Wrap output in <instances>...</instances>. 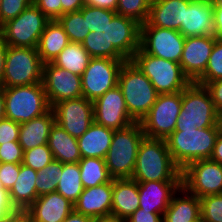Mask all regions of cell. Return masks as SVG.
<instances>
[{
  "instance_id": "obj_45",
  "label": "cell",
  "mask_w": 222,
  "mask_h": 222,
  "mask_svg": "<svg viewBox=\"0 0 222 222\" xmlns=\"http://www.w3.org/2000/svg\"><path fill=\"white\" fill-rule=\"evenodd\" d=\"M19 129V123L3 118L0 121V145L10 141H19Z\"/></svg>"
},
{
  "instance_id": "obj_56",
  "label": "cell",
  "mask_w": 222,
  "mask_h": 222,
  "mask_svg": "<svg viewBox=\"0 0 222 222\" xmlns=\"http://www.w3.org/2000/svg\"><path fill=\"white\" fill-rule=\"evenodd\" d=\"M93 220V218L82 215L81 213L73 210L62 222H93Z\"/></svg>"
},
{
  "instance_id": "obj_61",
  "label": "cell",
  "mask_w": 222,
  "mask_h": 222,
  "mask_svg": "<svg viewBox=\"0 0 222 222\" xmlns=\"http://www.w3.org/2000/svg\"><path fill=\"white\" fill-rule=\"evenodd\" d=\"M213 5H220V6H222V0H213Z\"/></svg>"
},
{
  "instance_id": "obj_9",
  "label": "cell",
  "mask_w": 222,
  "mask_h": 222,
  "mask_svg": "<svg viewBox=\"0 0 222 222\" xmlns=\"http://www.w3.org/2000/svg\"><path fill=\"white\" fill-rule=\"evenodd\" d=\"M50 20L32 3L15 19L0 27V35L7 46L37 48L40 36Z\"/></svg>"
},
{
  "instance_id": "obj_42",
  "label": "cell",
  "mask_w": 222,
  "mask_h": 222,
  "mask_svg": "<svg viewBox=\"0 0 222 222\" xmlns=\"http://www.w3.org/2000/svg\"><path fill=\"white\" fill-rule=\"evenodd\" d=\"M33 0H1L0 4V27L15 19L23 10L29 7Z\"/></svg>"
},
{
  "instance_id": "obj_4",
  "label": "cell",
  "mask_w": 222,
  "mask_h": 222,
  "mask_svg": "<svg viewBox=\"0 0 222 222\" xmlns=\"http://www.w3.org/2000/svg\"><path fill=\"white\" fill-rule=\"evenodd\" d=\"M145 137L140 122L114 130L105 164L113 179L131 178L138 154L139 145Z\"/></svg>"
},
{
  "instance_id": "obj_41",
  "label": "cell",
  "mask_w": 222,
  "mask_h": 222,
  "mask_svg": "<svg viewBox=\"0 0 222 222\" xmlns=\"http://www.w3.org/2000/svg\"><path fill=\"white\" fill-rule=\"evenodd\" d=\"M53 160V155L48 144L25 150L23 154V162L27 167L35 171H40Z\"/></svg>"
},
{
  "instance_id": "obj_46",
  "label": "cell",
  "mask_w": 222,
  "mask_h": 222,
  "mask_svg": "<svg viewBox=\"0 0 222 222\" xmlns=\"http://www.w3.org/2000/svg\"><path fill=\"white\" fill-rule=\"evenodd\" d=\"M33 3L49 20H58L62 16L61 0H33Z\"/></svg>"
},
{
  "instance_id": "obj_28",
  "label": "cell",
  "mask_w": 222,
  "mask_h": 222,
  "mask_svg": "<svg viewBox=\"0 0 222 222\" xmlns=\"http://www.w3.org/2000/svg\"><path fill=\"white\" fill-rule=\"evenodd\" d=\"M48 147L53 159L62 163H78L82 159L77 138L72 137L56 122L48 137Z\"/></svg>"
},
{
  "instance_id": "obj_12",
  "label": "cell",
  "mask_w": 222,
  "mask_h": 222,
  "mask_svg": "<svg viewBox=\"0 0 222 222\" xmlns=\"http://www.w3.org/2000/svg\"><path fill=\"white\" fill-rule=\"evenodd\" d=\"M125 61L127 60L91 58L81 75L82 96L94 101L118 85L119 73Z\"/></svg>"
},
{
  "instance_id": "obj_29",
  "label": "cell",
  "mask_w": 222,
  "mask_h": 222,
  "mask_svg": "<svg viewBox=\"0 0 222 222\" xmlns=\"http://www.w3.org/2000/svg\"><path fill=\"white\" fill-rule=\"evenodd\" d=\"M38 172L20 163V172L12 188L8 191L15 209H28L38 195L35 180Z\"/></svg>"
},
{
  "instance_id": "obj_49",
  "label": "cell",
  "mask_w": 222,
  "mask_h": 222,
  "mask_svg": "<svg viewBox=\"0 0 222 222\" xmlns=\"http://www.w3.org/2000/svg\"><path fill=\"white\" fill-rule=\"evenodd\" d=\"M6 222H33V219L27 209H15L6 217Z\"/></svg>"
},
{
  "instance_id": "obj_25",
  "label": "cell",
  "mask_w": 222,
  "mask_h": 222,
  "mask_svg": "<svg viewBox=\"0 0 222 222\" xmlns=\"http://www.w3.org/2000/svg\"><path fill=\"white\" fill-rule=\"evenodd\" d=\"M200 214V198L181 186L172 196L162 222H200Z\"/></svg>"
},
{
  "instance_id": "obj_32",
  "label": "cell",
  "mask_w": 222,
  "mask_h": 222,
  "mask_svg": "<svg viewBox=\"0 0 222 222\" xmlns=\"http://www.w3.org/2000/svg\"><path fill=\"white\" fill-rule=\"evenodd\" d=\"M78 164L83 188L96 187L113 179L109 174L105 159L94 157L82 158Z\"/></svg>"
},
{
  "instance_id": "obj_62",
  "label": "cell",
  "mask_w": 222,
  "mask_h": 222,
  "mask_svg": "<svg viewBox=\"0 0 222 222\" xmlns=\"http://www.w3.org/2000/svg\"><path fill=\"white\" fill-rule=\"evenodd\" d=\"M0 222H6V219H1Z\"/></svg>"
},
{
  "instance_id": "obj_3",
  "label": "cell",
  "mask_w": 222,
  "mask_h": 222,
  "mask_svg": "<svg viewBox=\"0 0 222 222\" xmlns=\"http://www.w3.org/2000/svg\"><path fill=\"white\" fill-rule=\"evenodd\" d=\"M118 86L122 91L130 117L135 122H141L158 96L151 81L132 60H127L120 70Z\"/></svg>"
},
{
  "instance_id": "obj_48",
  "label": "cell",
  "mask_w": 222,
  "mask_h": 222,
  "mask_svg": "<svg viewBox=\"0 0 222 222\" xmlns=\"http://www.w3.org/2000/svg\"><path fill=\"white\" fill-rule=\"evenodd\" d=\"M163 215L159 213H150L144 209L138 208L126 222H162Z\"/></svg>"
},
{
  "instance_id": "obj_18",
  "label": "cell",
  "mask_w": 222,
  "mask_h": 222,
  "mask_svg": "<svg viewBox=\"0 0 222 222\" xmlns=\"http://www.w3.org/2000/svg\"><path fill=\"white\" fill-rule=\"evenodd\" d=\"M140 26L135 20L116 14L104 30L109 46L131 60L140 48Z\"/></svg>"
},
{
  "instance_id": "obj_36",
  "label": "cell",
  "mask_w": 222,
  "mask_h": 222,
  "mask_svg": "<svg viewBox=\"0 0 222 222\" xmlns=\"http://www.w3.org/2000/svg\"><path fill=\"white\" fill-rule=\"evenodd\" d=\"M58 21L64 28L70 42L82 43L90 33L87 31L86 19H84L81 10L66 13Z\"/></svg>"
},
{
  "instance_id": "obj_43",
  "label": "cell",
  "mask_w": 222,
  "mask_h": 222,
  "mask_svg": "<svg viewBox=\"0 0 222 222\" xmlns=\"http://www.w3.org/2000/svg\"><path fill=\"white\" fill-rule=\"evenodd\" d=\"M24 151L19 141L0 145V163H22Z\"/></svg>"
},
{
  "instance_id": "obj_57",
  "label": "cell",
  "mask_w": 222,
  "mask_h": 222,
  "mask_svg": "<svg viewBox=\"0 0 222 222\" xmlns=\"http://www.w3.org/2000/svg\"><path fill=\"white\" fill-rule=\"evenodd\" d=\"M93 222H126L114 215L102 216L99 218H95Z\"/></svg>"
},
{
  "instance_id": "obj_26",
  "label": "cell",
  "mask_w": 222,
  "mask_h": 222,
  "mask_svg": "<svg viewBox=\"0 0 222 222\" xmlns=\"http://www.w3.org/2000/svg\"><path fill=\"white\" fill-rule=\"evenodd\" d=\"M55 123V115L50 109L42 116L20 124L19 144L23 151L48 144V137Z\"/></svg>"
},
{
  "instance_id": "obj_13",
  "label": "cell",
  "mask_w": 222,
  "mask_h": 222,
  "mask_svg": "<svg viewBox=\"0 0 222 222\" xmlns=\"http://www.w3.org/2000/svg\"><path fill=\"white\" fill-rule=\"evenodd\" d=\"M184 42L177 30L140 26V49L154 57L180 63Z\"/></svg>"
},
{
  "instance_id": "obj_34",
  "label": "cell",
  "mask_w": 222,
  "mask_h": 222,
  "mask_svg": "<svg viewBox=\"0 0 222 222\" xmlns=\"http://www.w3.org/2000/svg\"><path fill=\"white\" fill-rule=\"evenodd\" d=\"M81 44L92 58L127 60L114 46H109L108 38L102 32H90Z\"/></svg>"
},
{
  "instance_id": "obj_39",
  "label": "cell",
  "mask_w": 222,
  "mask_h": 222,
  "mask_svg": "<svg viewBox=\"0 0 222 222\" xmlns=\"http://www.w3.org/2000/svg\"><path fill=\"white\" fill-rule=\"evenodd\" d=\"M218 79H222V40L216 39L205 72L196 83L205 86Z\"/></svg>"
},
{
  "instance_id": "obj_15",
  "label": "cell",
  "mask_w": 222,
  "mask_h": 222,
  "mask_svg": "<svg viewBox=\"0 0 222 222\" xmlns=\"http://www.w3.org/2000/svg\"><path fill=\"white\" fill-rule=\"evenodd\" d=\"M42 84L51 107L63 100L82 97L81 76L52 62L43 65Z\"/></svg>"
},
{
  "instance_id": "obj_19",
  "label": "cell",
  "mask_w": 222,
  "mask_h": 222,
  "mask_svg": "<svg viewBox=\"0 0 222 222\" xmlns=\"http://www.w3.org/2000/svg\"><path fill=\"white\" fill-rule=\"evenodd\" d=\"M181 186L182 181L138 182L139 208L163 215Z\"/></svg>"
},
{
  "instance_id": "obj_2",
  "label": "cell",
  "mask_w": 222,
  "mask_h": 222,
  "mask_svg": "<svg viewBox=\"0 0 222 222\" xmlns=\"http://www.w3.org/2000/svg\"><path fill=\"white\" fill-rule=\"evenodd\" d=\"M217 137V127L175 129L166 143L174 163L183 170L193 161L210 159Z\"/></svg>"
},
{
  "instance_id": "obj_21",
  "label": "cell",
  "mask_w": 222,
  "mask_h": 222,
  "mask_svg": "<svg viewBox=\"0 0 222 222\" xmlns=\"http://www.w3.org/2000/svg\"><path fill=\"white\" fill-rule=\"evenodd\" d=\"M113 179L96 187L84 188L74 210L93 219L111 215Z\"/></svg>"
},
{
  "instance_id": "obj_27",
  "label": "cell",
  "mask_w": 222,
  "mask_h": 222,
  "mask_svg": "<svg viewBox=\"0 0 222 222\" xmlns=\"http://www.w3.org/2000/svg\"><path fill=\"white\" fill-rule=\"evenodd\" d=\"M113 133V129L93 122L88 130L77 139L81 157L105 159L112 142Z\"/></svg>"
},
{
  "instance_id": "obj_23",
  "label": "cell",
  "mask_w": 222,
  "mask_h": 222,
  "mask_svg": "<svg viewBox=\"0 0 222 222\" xmlns=\"http://www.w3.org/2000/svg\"><path fill=\"white\" fill-rule=\"evenodd\" d=\"M27 210L33 222H62L74 210V204L55 191L38 196Z\"/></svg>"
},
{
  "instance_id": "obj_6",
  "label": "cell",
  "mask_w": 222,
  "mask_h": 222,
  "mask_svg": "<svg viewBox=\"0 0 222 222\" xmlns=\"http://www.w3.org/2000/svg\"><path fill=\"white\" fill-rule=\"evenodd\" d=\"M131 60L151 81L158 94L180 92L191 83L179 63L154 57L140 48Z\"/></svg>"
},
{
  "instance_id": "obj_55",
  "label": "cell",
  "mask_w": 222,
  "mask_h": 222,
  "mask_svg": "<svg viewBox=\"0 0 222 222\" xmlns=\"http://www.w3.org/2000/svg\"><path fill=\"white\" fill-rule=\"evenodd\" d=\"M210 159L222 164V137L219 135L216 139L214 150Z\"/></svg>"
},
{
  "instance_id": "obj_20",
  "label": "cell",
  "mask_w": 222,
  "mask_h": 222,
  "mask_svg": "<svg viewBox=\"0 0 222 222\" xmlns=\"http://www.w3.org/2000/svg\"><path fill=\"white\" fill-rule=\"evenodd\" d=\"M213 0H191L185 9L184 25L179 33L184 37L214 36Z\"/></svg>"
},
{
  "instance_id": "obj_33",
  "label": "cell",
  "mask_w": 222,
  "mask_h": 222,
  "mask_svg": "<svg viewBox=\"0 0 222 222\" xmlns=\"http://www.w3.org/2000/svg\"><path fill=\"white\" fill-rule=\"evenodd\" d=\"M83 189L79 164L63 163L62 175L58 181L56 191L75 204Z\"/></svg>"
},
{
  "instance_id": "obj_47",
  "label": "cell",
  "mask_w": 222,
  "mask_h": 222,
  "mask_svg": "<svg viewBox=\"0 0 222 222\" xmlns=\"http://www.w3.org/2000/svg\"><path fill=\"white\" fill-rule=\"evenodd\" d=\"M205 87L208 89L211 99L218 113L222 112V79L208 82Z\"/></svg>"
},
{
  "instance_id": "obj_54",
  "label": "cell",
  "mask_w": 222,
  "mask_h": 222,
  "mask_svg": "<svg viewBox=\"0 0 222 222\" xmlns=\"http://www.w3.org/2000/svg\"><path fill=\"white\" fill-rule=\"evenodd\" d=\"M6 51H7V45L3 41L0 35V85H2V80L5 71Z\"/></svg>"
},
{
  "instance_id": "obj_52",
  "label": "cell",
  "mask_w": 222,
  "mask_h": 222,
  "mask_svg": "<svg viewBox=\"0 0 222 222\" xmlns=\"http://www.w3.org/2000/svg\"><path fill=\"white\" fill-rule=\"evenodd\" d=\"M14 210L15 208L11 204L9 195H0V220L6 219V217Z\"/></svg>"
},
{
  "instance_id": "obj_51",
  "label": "cell",
  "mask_w": 222,
  "mask_h": 222,
  "mask_svg": "<svg viewBox=\"0 0 222 222\" xmlns=\"http://www.w3.org/2000/svg\"><path fill=\"white\" fill-rule=\"evenodd\" d=\"M62 15L70 12L79 11L84 5L85 0H61Z\"/></svg>"
},
{
  "instance_id": "obj_31",
  "label": "cell",
  "mask_w": 222,
  "mask_h": 222,
  "mask_svg": "<svg viewBox=\"0 0 222 222\" xmlns=\"http://www.w3.org/2000/svg\"><path fill=\"white\" fill-rule=\"evenodd\" d=\"M91 58L81 43L70 42L52 63L59 68L81 76Z\"/></svg>"
},
{
  "instance_id": "obj_38",
  "label": "cell",
  "mask_w": 222,
  "mask_h": 222,
  "mask_svg": "<svg viewBox=\"0 0 222 222\" xmlns=\"http://www.w3.org/2000/svg\"><path fill=\"white\" fill-rule=\"evenodd\" d=\"M152 0H118L116 13L135 20L140 25L147 22Z\"/></svg>"
},
{
  "instance_id": "obj_5",
  "label": "cell",
  "mask_w": 222,
  "mask_h": 222,
  "mask_svg": "<svg viewBox=\"0 0 222 222\" xmlns=\"http://www.w3.org/2000/svg\"><path fill=\"white\" fill-rule=\"evenodd\" d=\"M218 112L204 85L191 82L182 91V109L175 129L217 127Z\"/></svg>"
},
{
  "instance_id": "obj_1",
  "label": "cell",
  "mask_w": 222,
  "mask_h": 222,
  "mask_svg": "<svg viewBox=\"0 0 222 222\" xmlns=\"http://www.w3.org/2000/svg\"><path fill=\"white\" fill-rule=\"evenodd\" d=\"M131 179L137 182L182 181V170L174 163L166 139H142Z\"/></svg>"
},
{
  "instance_id": "obj_53",
  "label": "cell",
  "mask_w": 222,
  "mask_h": 222,
  "mask_svg": "<svg viewBox=\"0 0 222 222\" xmlns=\"http://www.w3.org/2000/svg\"><path fill=\"white\" fill-rule=\"evenodd\" d=\"M118 0H85V5L116 11Z\"/></svg>"
},
{
  "instance_id": "obj_59",
  "label": "cell",
  "mask_w": 222,
  "mask_h": 222,
  "mask_svg": "<svg viewBox=\"0 0 222 222\" xmlns=\"http://www.w3.org/2000/svg\"><path fill=\"white\" fill-rule=\"evenodd\" d=\"M216 126L218 129V135L222 137V112L218 113Z\"/></svg>"
},
{
  "instance_id": "obj_35",
  "label": "cell",
  "mask_w": 222,
  "mask_h": 222,
  "mask_svg": "<svg viewBox=\"0 0 222 222\" xmlns=\"http://www.w3.org/2000/svg\"><path fill=\"white\" fill-rule=\"evenodd\" d=\"M63 163L58 160H52L43 169L38 171L35 180L36 192L38 196L55 192L59 179L61 178Z\"/></svg>"
},
{
  "instance_id": "obj_44",
  "label": "cell",
  "mask_w": 222,
  "mask_h": 222,
  "mask_svg": "<svg viewBox=\"0 0 222 222\" xmlns=\"http://www.w3.org/2000/svg\"><path fill=\"white\" fill-rule=\"evenodd\" d=\"M20 172V163H0V183L3 189L9 191Z\"/></svg>"
},
{
  "instance_id": "obj_50",
  "label": "cell",
  "mask_w": 222,
  "mask_h": 222,
  "mask_svg": "<svg viewBox=\"0 0 222 222\" xmlns=\"http://www.w3.org/2000/svg\"><path fill=\"white\" fill-rule=\"evenodd\" d=\"M214 36L222 40V6L214 5Z\"/></svg>"
},
{
  "instance_id": "obj_30",
  "label": "cell",
  "mask_w": 222,
  "mask_h": 222,
  "mask_svg": "<svg viewBox=\"0 0 222 222\" xmlns=\"http://www.w3.org/2000/svg\"><path fill=\"white\" fill-rule=\"evenodd\" d=\"M70 43L68 35L58 20H50L37 46L43 63L53 62L59 53Z\"/></svg>"
},
{
  "instance_id": "obj_58",
  "label": "cell",
  "mask_w": 222,
  "mask_h": 222,
  "mask_svg": "<svg viewBox=\"0 0 222 222\" xmlns=\"http://www.w3.org/2000/svg\"><path fill=\"white\" fill-rule=\"evenodd\" d=\"M5 118V99H4V90L0 85V121Z\"/></svg>"
},
{
  "instance_id": "obj_17",
  "label": "cell",
  "mask_w": 222,
  "mask_h": 222,
  "mask_svg": "<svg viewBox=\"0 0 222 222\" xmlns=\"http://www.w3.org/2000/svg\"><path fill=\"white\" fill-rule=\"evenodd\" d=\"M216 39L215 36L185 37L179 64L191 82H196L204 74Z\"/></svg>"
},
{
  "instance_id": "obj_16",
  "label": "cell",
  "mask_w": 222,
  "mask_h": 222,
  "mask_svg": "<svg viewBox=\"0 0 222 222\" xmlns=\"http://www.w3.org/2000/svg\"><path fill=\"white\" fill-rule=\"evenodd\" d=\"M93 118L96 124L113 130L124 129L135 123L118 85L93 101Z\"/></svg>"
},
{
  "instance_id": "obj_11",
  "label": "cell",
  "mask_w": 222,
  "mask_h": 222,
  "mask_svg": "<svg viewBox=\"0 0 222 222\" xmlns=\"http://www.w3.org/2000/svg\"><path fill=\"white\" fill-rule=\"evenodd\" d=\"M182 186L198 198L222 194V164L199 159L182 170Z\"/></svg>"
},
{
  "instance_id": "obj_14",
  "label": "cell",
  "mask_w": 222,
  "mask_h": 222,
  "mask_svg": "<svg viewBox=\"0 0 222 222\" xmlns=\"http://www.w3.org/2000/svg\"><path fill=\"white\" fill-rule=\"evenodd\" d=\"M55 122L63 127L72 137L82 136L94 122L93 101L79 97L67 99L51 107Z\"/></svg>"
},
{
  "instance_id": "obj_60",
  "label": "cell",
  "mask_w": 222,
  "mask_h": 222,
  "mask_svg": "<svg viewBox=\"0 0 222 222\" xmlns=\"http://www.w3.org/2000/svg\"><path fill=\"white\" fill-rule=\"evenodd\" d=\"M0 195H9V192L6 189H3L0 183Z\"/></svg>"
},
{
  "instance_id": "obj_37",
  "label": "cell",
  "mask_w": 222,
  "mask_h": 222,
  "mask_svg": "<svg viewBox=\"0 0 222 222\" xmlns=\"http://www.w3.org/2000/svg\"><path fill=\"white\" fill-rule=\"evenodd\" d=\"M86 19L87 31L102 32L104 33L108 23H111L113 17L117 14L116 11L84 5L80 9Z\"/></svg>"
},
{
  "instance_id": "obj_7",
  "label": "cell",
  "mask_w": 222,
  "mask_h": 222,
  "mask_svg": "<svg viewBox=\"0 0 222 222\" xmlns=\"http://www.w3.org/2000/svg\"><path fill=\"white\" fill-rule=\"evenodd\" d=\"M5 99V118L19 124L47 113L48 103L42 83L3 88Z\"/></svg>"
},
{
  "instance_id": "obj_22",
  "label": "cell",
  "mask_w": 222,
  "mask_h": 222,
  "mask_svg": "<svg viewBox=\"0 0 222 222\" xmlns=\"http://www.w3.org/2000/svg\"><path fill=\"white\" fill-rule=\"evenodd\" d=\"M191 0H152L147 22L141 26H154L179 31L184 25L185 9Z\"/></svg>"
},
{
  "instance_id": "obj_40",
  "label": "cell",
  "mask_w": 222,
  "mask_h": 222,
  "mask_svg": "<svg viewBox=\"0 0 222 222\" xmlns=\"http://www.w3.org/2000/svg\"><path fill=\"white\" fill-rule=\"evenodd\" d=\"M201 222H222V194L200 198Z\"/></svg>"
},
{
  "instance_id": "obj_8",
  "label": "cell",
  "mask_w": 222,
  "mask_h": 222,
  "mask_svg": "<svg viewBox=\"0 0 222 222\" xmlns=\"http://www.w3.org/2000/svg\"><path fill=\"white\" fill-rule=\"evenodd\" d=\"M43 65L37 48L7 46L2 87L42 83Z\"/></svg>"
},
{
  "instance_id": "obj_10",
  "label": "cell",
  "mask_w": 222,
  "mask_h": 222,
  "mask_svg": "<svg viewBox=\"0 0 222 222\" xmlns=\"http://www.w3.org/2000/svg\"><path fill=\"white\" fill-rule=\"evenodd\" d=\"M182 109V91L158 94L156 102L141 120L145 137L166 139L174 130Z\"/></svg>"
},
{
  "instance_id": "obj_24",
  "label": "cell",
  "mask_w": 222,
  "mask_h": 222,
  "mask_svg": "<svg viewBox=\"0 0 222 222\" xmlns=\"http://www.w3.org/2000/svg\"><path fill=\"white\" fill-rule=\"evenodd\" d=\"M138 208V182L131 178L113 179L111 215L126 220Z\"/></svg>"
}]
</instances>
